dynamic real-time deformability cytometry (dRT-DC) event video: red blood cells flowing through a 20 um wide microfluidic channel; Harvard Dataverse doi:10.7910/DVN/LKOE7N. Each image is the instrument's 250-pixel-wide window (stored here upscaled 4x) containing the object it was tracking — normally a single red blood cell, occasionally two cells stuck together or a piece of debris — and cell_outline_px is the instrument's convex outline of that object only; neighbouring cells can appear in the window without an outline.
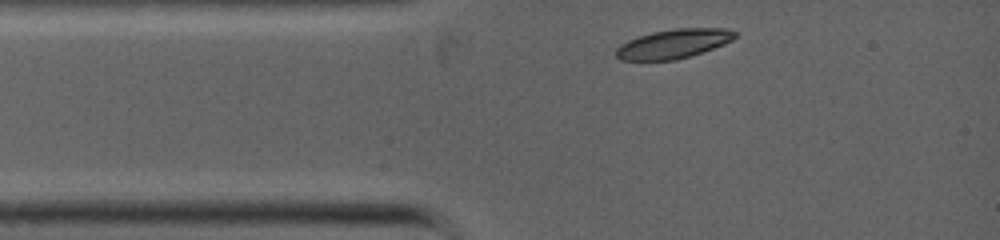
{"species": "common noctule bat (a hibernating species)", "species_latin": "Nyctalus noctula", "temperature_condition": "warm", "stored_images_in_passage": 5, "camera_frame_rate_fps": 5000, "um_per_image_px": 0.085, "animal": {"sex": "female", "body_mass_g": 19.0, "forearm_length_mm": 53.3}, "frame": {"image": 1, "passage_image": 1, "time_ms": 0.0, "image_size_px": [1000, 240], "cell_outline_px": [[736, 36], [732, 40], [724, 44], [676, 60], [620, 60], [616, 56], [616, 48], [620, 44], [628, 40], [652, 32], [676, 28], [724, 28], [736, 32]], "centroid_in_image_um": [57.22, 3.71], "position_along_channel_um": 27.8, "area_um2": 20.0}}
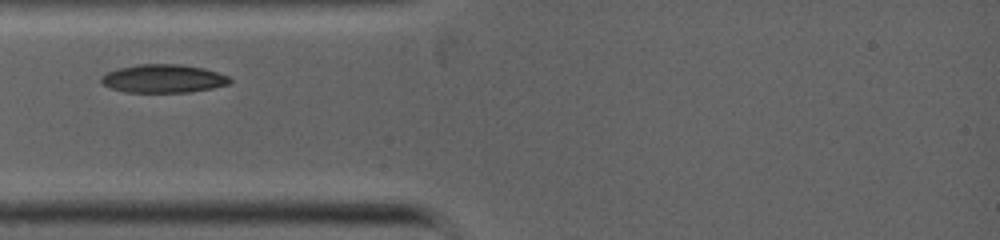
{"frame": {"image": 2, "passage_image": 4, "time_ms": 1.2, "image_size_px": [1000, 240], "cell_outline_px": [[232, 80], [228, 84], [212, 88], [188, 92], [124, 92], [112, 88], [104, 84], [100, 80], [100, 76], [116, 68], [140, 64], [180, 64], [204, 68], [228, 76]], "centroid_in_image_um": [13.86, 6.67], "position_along_channel_um": 71.1, "area_um2": 21.15}}